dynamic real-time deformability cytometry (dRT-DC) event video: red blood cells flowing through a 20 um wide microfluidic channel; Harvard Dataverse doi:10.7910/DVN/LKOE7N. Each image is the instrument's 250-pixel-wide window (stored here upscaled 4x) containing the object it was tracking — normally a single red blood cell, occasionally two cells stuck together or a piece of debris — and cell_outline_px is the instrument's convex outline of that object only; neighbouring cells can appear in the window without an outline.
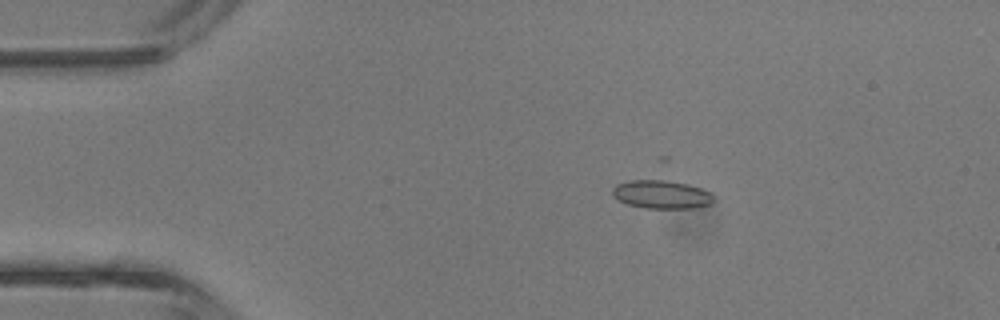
{"species": "common noctule bat (a hibernating species)", "species_latin": "Nyctalus noctula", "temperature_condition": "room temperature", "stored_images_in_passage": 28, "camera_frame_rate_fps": 3000, "um_per_image_px": 0.085, "animal": {"sex": "male", "body_mass_g": 13.3}, "frame": {"image": 1, "passage_image": 2, "time_ms": 0.333, "image_size_px": [1000, 320], "cell_outline_px": [[716, 200], [708, 204], [692, 208], [644, 208], [628, 204], [620, 200], [612, 192], [612, 188], [616, 184], [628, 180], [664, 180], [688, 184], [700, 188], [708, 192]], "centroid_in_image_um": [56.21, 16.52], "position_along_channel_um": 28.8, "area_um2": 16.47}}
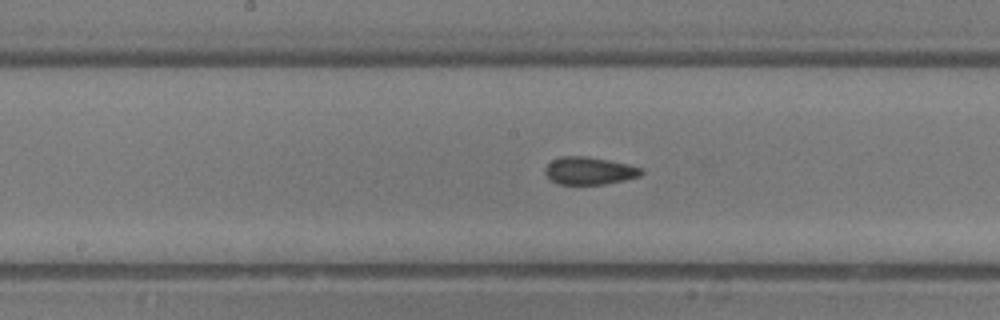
{"frame": {"image": 2, "passage_image": 16, "time_ms": 5.0, "image_size_px": [1000, 320], "cell_outline_px": [[644, 172], [640, 176], [624, 180], [604, 184], [556, 184], [544, 172], [544, 168], [552, 160], [560, 156], [584, 156], [608, 160], [628, 164], [644, 168]], "centroid_in_image_um": [50.1, 14.51], "position_along_channel_um": 198.1, "area_um2": 15.49}}
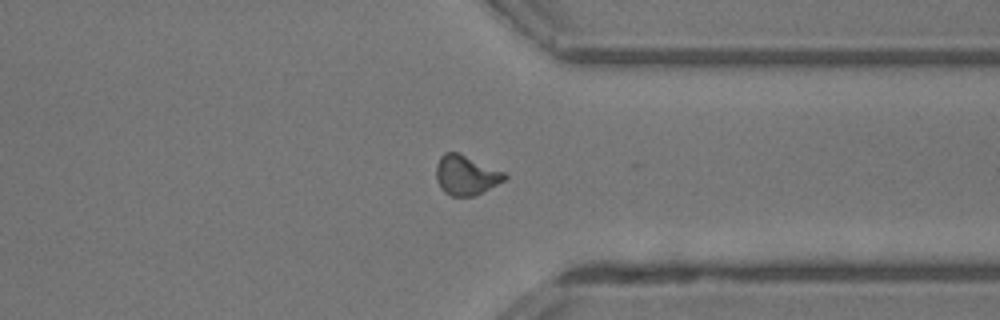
{"frame": {"image": 3, "passage_image": 27, "time_ms": 8.667, "image_size_px": [1000, 320], "cell_outline_px": [[508, 180], [472, 196], [452, 196], [444, 192], [440, 188], [436, 180], [436, 164], [440, 156], [444, 152], [456, 152], [504, 172], [508, 176]], "centroid_in_image_um": [39.6, 14.9], "position_along_channel_um": 371.8, "area_um2": 15.78}, "authors_computed_cell_mechanics": {"area_um2": 15.6638, "velocity_mm_per_s": 4.8125, "shape_relaxation_time_tau1_ms": 4.1297, "shape_relaxation_time_tau2_ms": 1.9253, "deformation_change_tau1": 0.1021, "deformation_change_tau2": 0.0514}}